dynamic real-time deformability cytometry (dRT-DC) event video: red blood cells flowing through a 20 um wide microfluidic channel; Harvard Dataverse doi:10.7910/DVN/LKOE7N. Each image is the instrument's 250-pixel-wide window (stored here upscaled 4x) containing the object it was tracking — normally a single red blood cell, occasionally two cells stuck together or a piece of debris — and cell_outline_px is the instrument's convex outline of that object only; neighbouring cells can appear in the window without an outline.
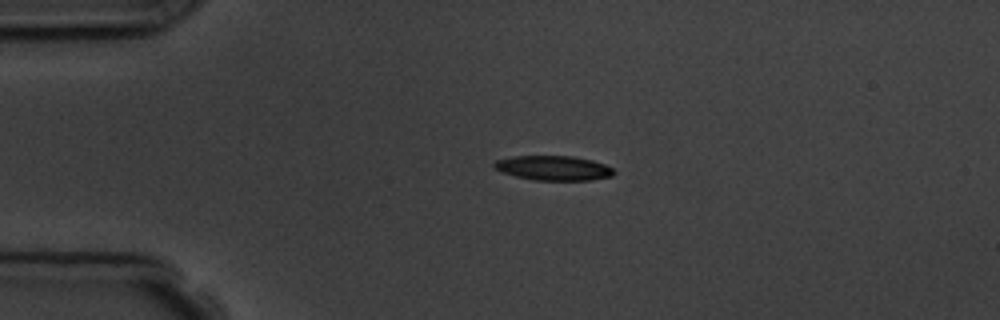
{"species": "common noctule bat (a hibernating species)", "species_latin": "Nyctalus noctula", "temperature_condition": "room temperature", "stored_images_in_passage": 3, "camera_frame_rate_fps": 3000, "um_per_image_px": 0.085, "animal": {"sex": "male", "body_mass_g": 19.5, "forearm_length_mm": 54.6}, "frame": {"image": 1, "passage_image": 2, "time_ms": 2.0, "image_size_px": [1000, 320], "cell_outline_px": [[616, 172], [612, 176], [588, 180], [532, 180], [516, 176], [504, 172], [496, 168], [492, 164], [496, 160], [512, 156], [572, 156], [592, 160], [604, 164], [612, 168]], "centroid_in_image_um": [47.06, 14.28], "position_along_channel_um": 37.9, "area_um2": 17.05}}